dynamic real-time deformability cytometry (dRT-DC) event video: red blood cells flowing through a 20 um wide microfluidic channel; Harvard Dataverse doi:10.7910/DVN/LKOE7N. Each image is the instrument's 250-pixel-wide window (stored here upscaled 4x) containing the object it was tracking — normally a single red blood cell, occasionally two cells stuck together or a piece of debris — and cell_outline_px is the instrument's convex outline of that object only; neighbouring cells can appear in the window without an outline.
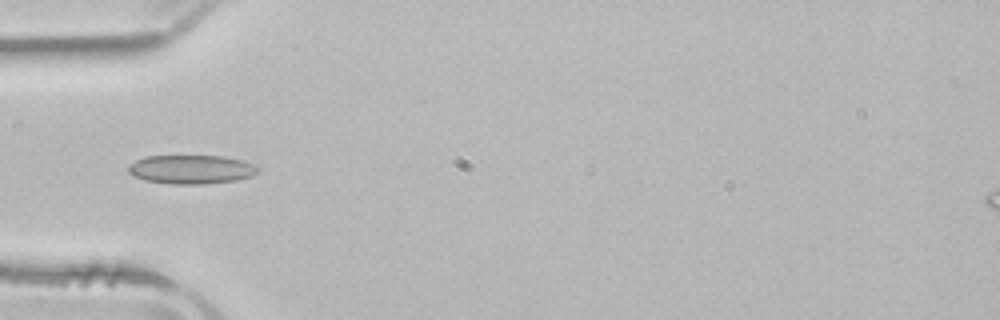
{"species": "common noctule bat (a hibernating species)", "species_latin": "Nyctalus noctula", "temperature_condition": "room temperature", "stored_images_in_passage": 3, "camera_frame_rate_fps": 3000, "um_per_image_px": 0.085, "animal": {"sex": "male", "body_mass_g": 21.5, "forearm_length_mm": 52.0}, "frame": {"image": 1, "passage_image": 3, "time_ms": 3.0, "image_size_px": [1000, 320], "cell_outline_px": [[256, 172], [252, 176], [236, 180], [204, 184], [172, 184], [144, 180], [132, 176], [128, 172], [128, 164], [144, 156], [224, 156], [240, 160], [252, 164], [256, 168]], "centroid_in_image_um": [16.17, 14.4], "position_along_channel_um": 68.8, "area_um2": 21.73}}